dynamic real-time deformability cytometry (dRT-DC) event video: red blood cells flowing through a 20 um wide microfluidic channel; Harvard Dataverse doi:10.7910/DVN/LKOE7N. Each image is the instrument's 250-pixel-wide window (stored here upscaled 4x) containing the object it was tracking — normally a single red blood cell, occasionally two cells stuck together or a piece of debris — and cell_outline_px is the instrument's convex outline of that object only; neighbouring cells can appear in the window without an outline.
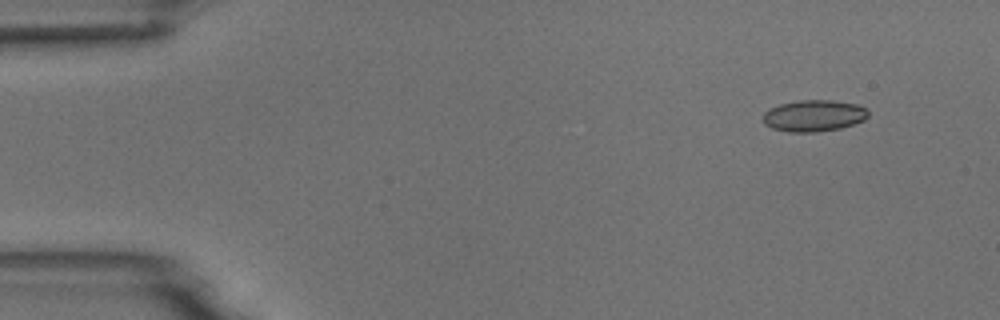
{"species": "common noctule bat (a hibernating species)", "species_latin": "Nyctalus noctula", "temperature_condition": "room temperature", "stored_images_in_passage": 4, "camera_frame_rate_fps": 3000, "um_per_image_px": 0.085, "animal": {"sex": "male", "body_mass_g": 18.8}, "frame": {"image": 1, "passage_image": 1, "time_ms": 0.0, "image_size_px": [1000, 320], "cell_outline_px": [[868, 116], [864, 120], [840, 128], [816, 132], [788, 132], [772, 128], [764, 124], [764, 112], [780, 104], [800, 100], [832, 100], [856, 104], [868, 108]], "centroid_in_image_um": [69.19, 9.83], "position_along_channel_um": 15.8, "area_um2": 19.25}}
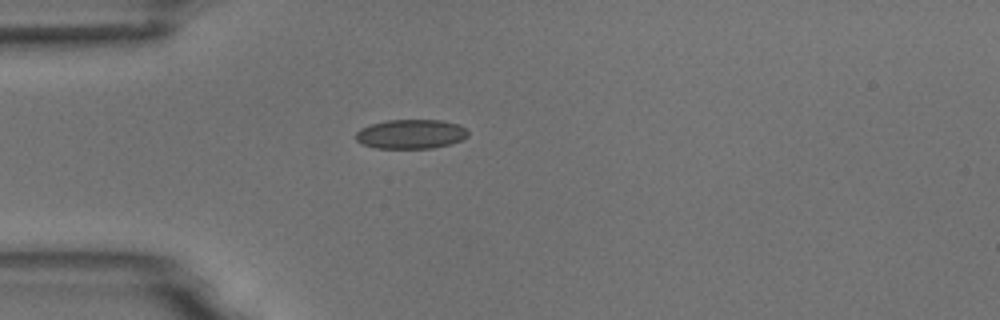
{"frame": {"image": 2, "passage_image": 4, "time_ms": 3.333, "image_size_px": [1000, 320], "cell_outline_px": [[468, 136], [452, 144], [432, 148], [376, 148], [360, 144], [356, 140], [356, 132], [360, 128], [372, 124], [388, 120], [440, 120], [460, 124], [468, 132]], "centroid_in_image_um": [34.92, 11.4], "position_along_channel_um": 50.1, "area_um2": 19.25}}